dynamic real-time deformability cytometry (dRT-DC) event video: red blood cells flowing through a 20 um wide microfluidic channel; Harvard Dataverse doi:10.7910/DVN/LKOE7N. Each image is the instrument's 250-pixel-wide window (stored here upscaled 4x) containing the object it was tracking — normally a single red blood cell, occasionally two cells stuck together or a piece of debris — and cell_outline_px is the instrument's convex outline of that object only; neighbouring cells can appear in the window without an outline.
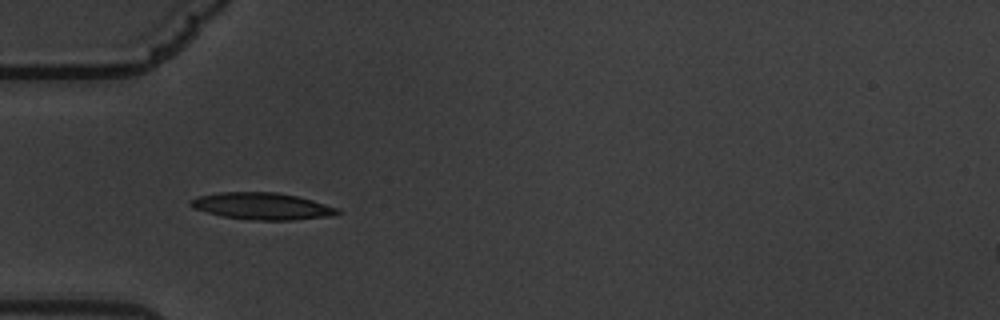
{"species": "common noctule bat (a hibernating species)", "species_latin": "Nyctalus noctula", "temperature_condition": "warm", "stored_images_in_passage": 42, "camera_frame_rate_fps": 3000, "um_per_image_px": 0.085, "animal": {"sex": "male", "body_mass_g": 19.5, "forearm_length_mm": 54.6}, "frame": {"image": 1, "passage_image": 1, "time_ms": 0.0, "image_size_px": [1000, 320], "cell_outline_px": [[340, 212], [328, 216], [292, 220], [256, 220], [224, 216], [192, 208], [188, 204], [188, 200], [200, 196], [220, 192], [276, 192], [296, 196], [312, 200], [340, 208]], "centroid_in_image_um": [22.26, 17.51], "position_along_channel_um": 62.7, "area_um2": 22.77}}
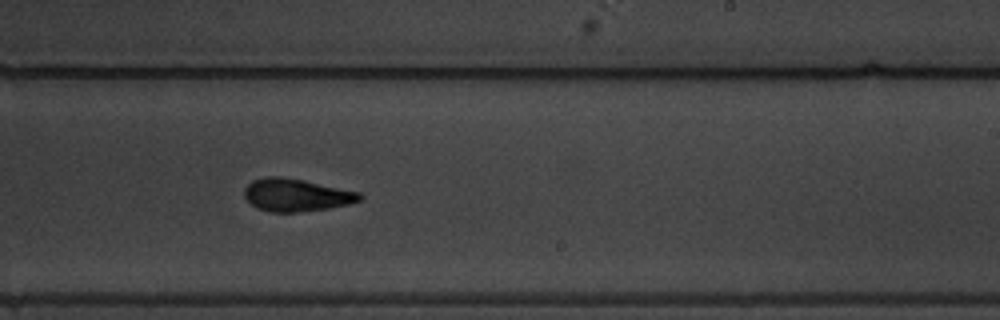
{"frame": {"image": 2, "passage_image": 19, "time_ms": 6.0, "image_size_px": [1000, 320], "cell_outline_px": [[364, 196], [360, 200], [348, 204], [328, 208], [296, 212], [272, 212], [256, 208], [244, 196], [244, 188], [252, 180], [264, 176], [280, 176], [304, 180], [360, 192]], "centroid_in_image_um": [25.16, 16.56], "position_along_channel_um": 263.8, "area_um2": 21.96}}
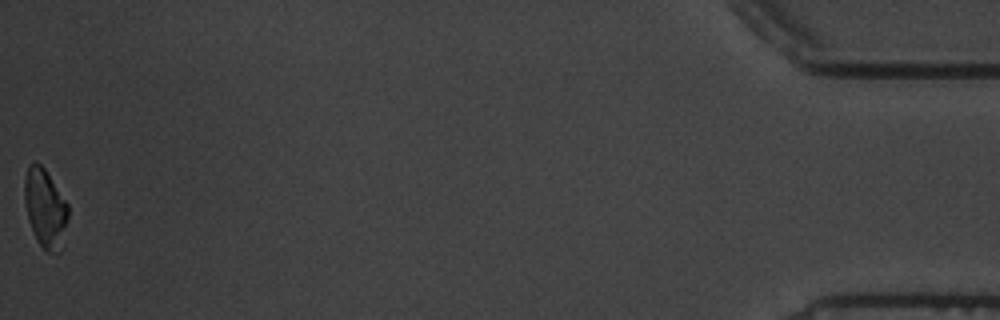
{"frame": {"image": 3, "passage_image": 42, "time_ms": 13.667, "image_size_px": [1000, 320], "cell_outline_px": [[68, 216], [64, 248], [60, 252], [48, 252], [36, 240], [28, 220], [24, 200], [24, 180], [28, 164], [36, 160], [44, 168], [68, 204]], "centroid_in_image_um": [3.85, 17.72], "position_along_channel_um": 431.3, "area_um2": 20.4}, "authors_computed_cell_mechanics": {"area_um2": 21.4438, "velocity_mm_per_s": 3.3938, "shape_relaxation_time_tau1_ms": 3.843, "shape_relaxation_time_tau2_ms": 2.1503, "deformation_change_tau1": 0.1748, "deformation_change_tau2": 0.1}}